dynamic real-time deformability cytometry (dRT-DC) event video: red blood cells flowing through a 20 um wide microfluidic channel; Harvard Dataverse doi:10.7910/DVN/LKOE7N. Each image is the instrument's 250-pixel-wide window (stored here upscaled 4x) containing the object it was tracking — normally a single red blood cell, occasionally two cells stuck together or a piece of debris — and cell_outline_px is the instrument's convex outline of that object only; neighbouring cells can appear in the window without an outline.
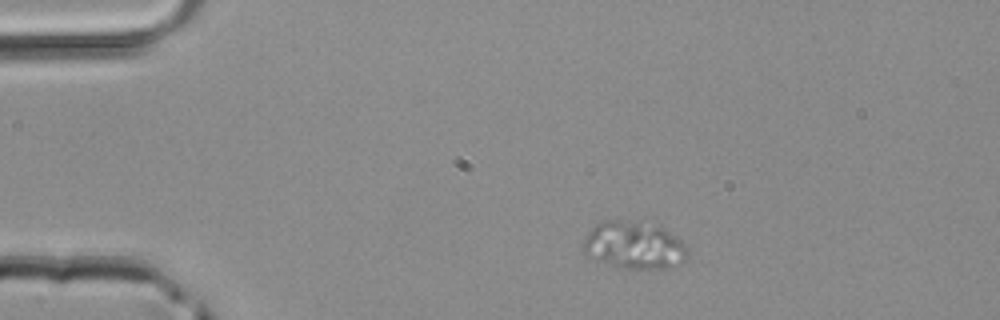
{"species": "common noctule bat (a hibernating species)", "species_latin": "Nyctalus noctula", "temperature_condition": "room temperature", "stored_images_in_passage": 3, "camera_frame_rate_fps": 3000, "um_per_image_px": 0.085, "animal": {"sex": "male", "body_mass_g": 20.4}, "frame": {"image": 1, "passage_image": 1, "time_ms": 0.0, "image_size_px": [1000, 320], "cell_outline_px": [[688, 256], [684, 264], [672, 268], [620, 268], [596, 260], [588, 256], [584, 252], [584, 240], [592, 228], [596, 224], [604, 220], [624, 220], [660, 224], [680, 240], [688, 248]], "centroid_in_image_um": [53.95, 20.85], "position_along_channel_um": 31.0, "area_um2": 29.25}}
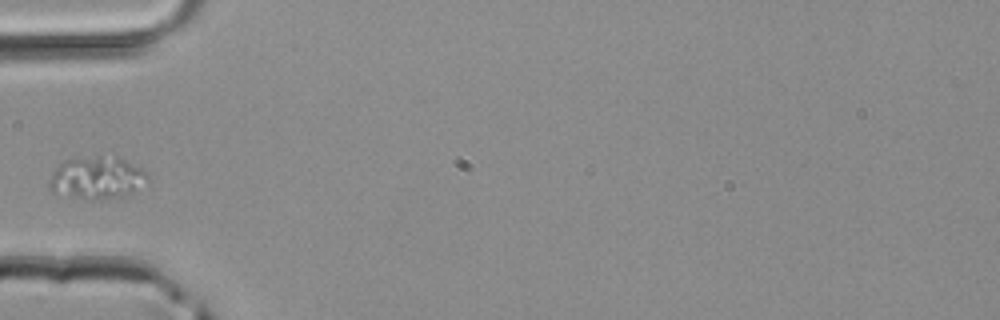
{"frame": {"image": 2, "passage_image": 3, "time_ms": 0.667, "image_size_px": [1000, 320], "cell_outline_px": [[148, 180], [132, 192], [120, 196], [100, 200], [84, 200], [56, 196], [48, 188], [48, 184], [56, 168], [64, 160], [96, 156], [116, 156], [148, 172]], "centroid_in_image_um": [8.18, 15.15], "position_along_channel_um": 76.8, "area_um2": 24.57}}